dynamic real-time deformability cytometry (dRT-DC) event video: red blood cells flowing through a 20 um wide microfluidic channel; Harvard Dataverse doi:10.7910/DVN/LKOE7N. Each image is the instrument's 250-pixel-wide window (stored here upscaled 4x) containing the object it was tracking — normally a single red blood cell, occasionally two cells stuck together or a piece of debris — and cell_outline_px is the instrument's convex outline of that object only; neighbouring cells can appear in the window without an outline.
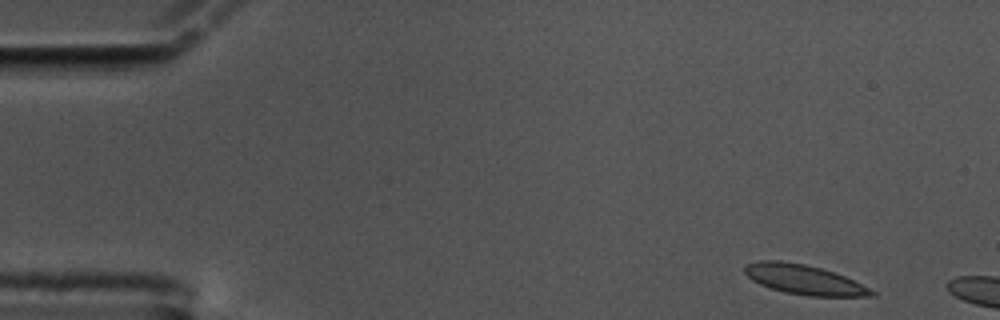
{"species": "common noctule bat (a hibernating species)", "species_latin": "Nyctalus noctula", "temperature_condition": "cold", "stored_images_in_passage": 6, "camera_frame_rate_fps": 3000, "um_per_image_px": 0.085, "animal": {"sex": "male", "body_mass_g": 17.5, "forearm_length_mm": 52.3}, "frame": {"image": 1, "passage_image": 2, "time_ms": 0.333, "image_size_px": [1000, 320], "cell_outline_px": [[876, 296], [808, 296], [784, 292], [760, 284], [752, 280], [744, 272], [744, 264], [760, 260], [780, 260], [804, 264], [820, 268], [844, 276], [876, 292]], "centroid_in_image_um": [68.3, 23.76], "position_along_channel_um": 16.7, "area_um2": 21.73}}